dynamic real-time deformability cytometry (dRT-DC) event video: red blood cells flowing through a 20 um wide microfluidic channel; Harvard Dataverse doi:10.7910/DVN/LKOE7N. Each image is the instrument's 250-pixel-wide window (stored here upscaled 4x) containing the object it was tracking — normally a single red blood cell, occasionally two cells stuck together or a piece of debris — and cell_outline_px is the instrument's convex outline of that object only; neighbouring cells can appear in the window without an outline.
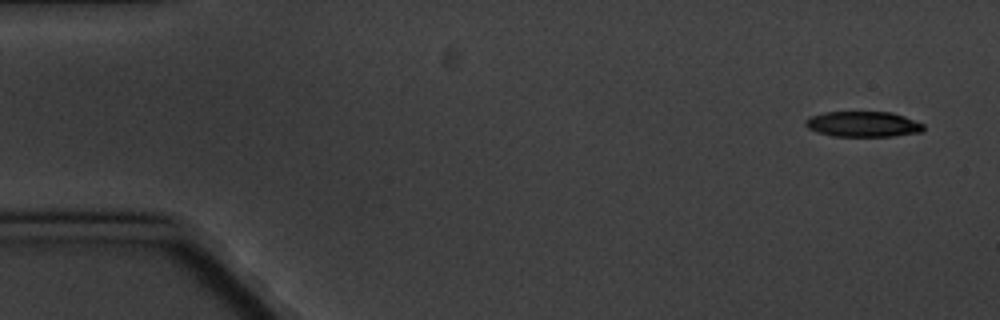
{"species": "common noctule bat (a hibernating species)", "species_latin": "Nyctalus noctula", "temperature_condition": "cold", "stored_images_in_passage": 5, "camera_frame_rate_fps": 3000, "um_per_image_px": 0.085, "animal": {"sex": "male", "body_mass_g": 20.1, "forearm_length_mm": 53.5}, "frame": {"image": 1, "passage_image": 1, "time_ms": 0.0, "image_size_px": [1000, 320], "cell_outline_px": [[924, 132], [892, 136], [832, 136], [816, 132], [808, 128], [804, 124], [804, 120], [808, 116], [824, 112], [892, 112], [904, 116], [924, 124]], "centroid_in_image_um": [73.33, 10.55], "position_along_channel_um": 11.7, "area_um2": 17.74}}